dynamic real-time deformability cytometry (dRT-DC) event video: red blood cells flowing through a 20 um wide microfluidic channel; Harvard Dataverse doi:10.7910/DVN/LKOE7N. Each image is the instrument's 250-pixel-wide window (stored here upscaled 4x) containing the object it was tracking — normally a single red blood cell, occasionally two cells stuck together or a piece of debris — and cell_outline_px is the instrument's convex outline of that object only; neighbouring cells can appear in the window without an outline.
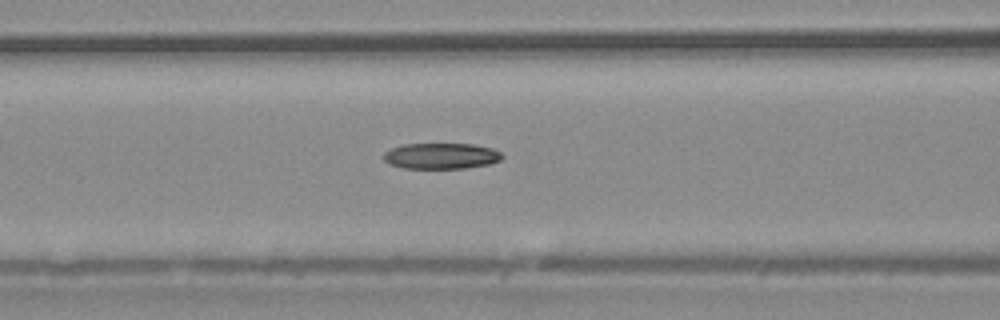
{"species": "common noctule bat (a hibernating species)", "species_latin": "Nyctalus noctula", "temperature_condition": "warm", "stored_images_in_passage": 54, "camera_frame_rate_fps": 3000, "um_per_image_px": 0.085, "animal": {"sex": "male", "body_mass_g": 20.4}, "frame": {"image": 1, "passage_image": 22, "time_ms": 7.0, "image_size_px": [1000, 320], "cell_outline_px": [[504, 156], [500, 160], [488, 164], [464, 168], [404, 168], [388, 164], [384, 160], [384, 152], [392, 148], [404, 144], [472, 144], [492, 148], [500, 152]], "centroid_in_image_um": [37.49, 13.25], "position_along_channel_um": 129.1, "area_um2": 17.8}}
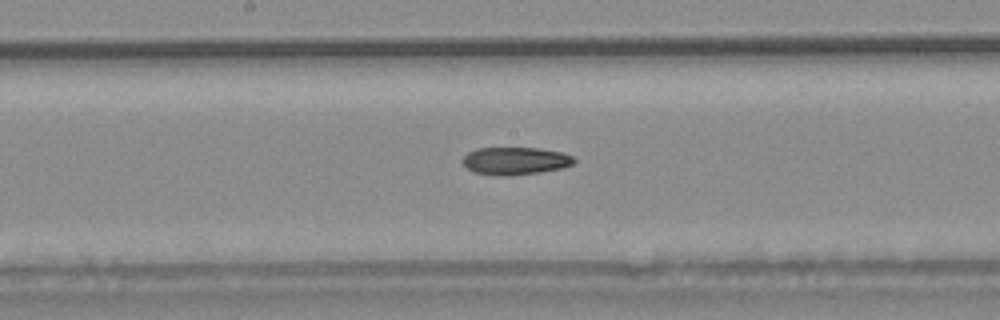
{"frame": {"image": 2, "passage_image": 28, "time_ms": 9.0, "image_size_px": [1000, 320], "cell_outline_px": [[576, 160], [572, 164], [564, 168], [540, 172], [512, 176], [496, 176], [472, 172], [460, 160], [468, 152], [476, 148], [540, 148], [560, 152], [572, 156]], "centroid_in_image_um": [43.77, 13.68], "position_along_channel_um": 204.4, "area_um2": 18.15}}
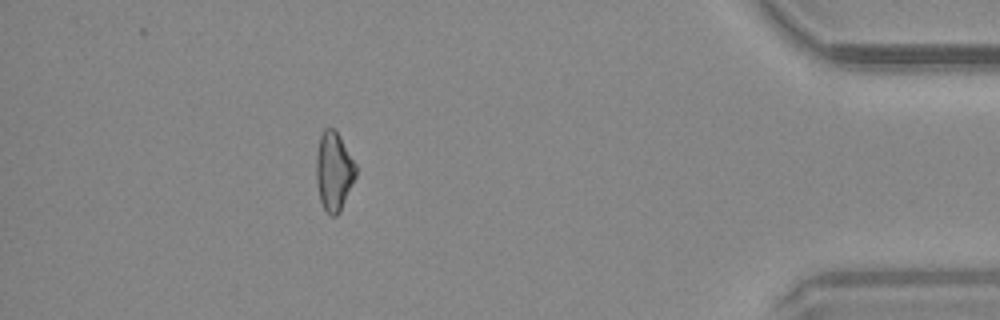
{"frame": {"image": 3, "passage_image": 48, "time_ms": 15.667, "image_size_px": [1000, 320], "cell_outline_px": [[356, 176], [340, 212], [336, 216], [328, 216], [320, 200], [316, 180], [316, 156], [320, 136], [324, 128], [332, 128], [336, 132], [356, 164]], "centroid_in_image_um": [28.36, 14.6], "position_along_channel_um": 406.8, "area_um2": 18.03}}